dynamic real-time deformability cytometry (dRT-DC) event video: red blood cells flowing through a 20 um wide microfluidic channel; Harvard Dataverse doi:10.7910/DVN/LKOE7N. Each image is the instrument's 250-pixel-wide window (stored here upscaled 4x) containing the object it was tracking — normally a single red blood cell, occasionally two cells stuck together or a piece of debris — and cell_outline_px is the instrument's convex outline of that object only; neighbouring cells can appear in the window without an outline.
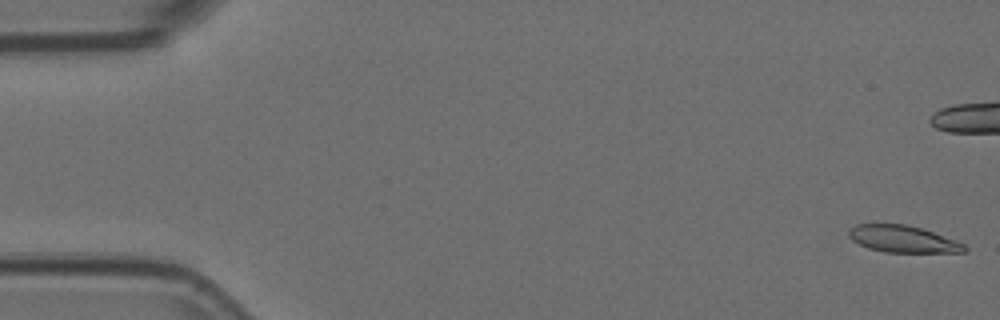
{"species": "Egyptian fruit bat (a non-hibernating species)", "species_latin": "Rousettus aegyptiacus", "temperature_condition": "room temperature", "stored_images_in_passage": 13, "camera_frame_rate_fps": 3000, "um_per_image_px": 0.085, "animal": {"sex": "female"}, "frame": {"image": 1, "passage_image": 1, "time_ms": 0.0, "image_size_px": [1000, 320], "cell_outline_px": [[968, 248], [964, 252], [884, 252], [868, 248], [852, 240], [848, 236], [848, 232], [856, 224], [908, 224], [956, 240], [964, 244]], "centroid_in_image_um": [76.74, 20.32], "position_along_channel_um": 8.3, "area_um2": 17.98}}